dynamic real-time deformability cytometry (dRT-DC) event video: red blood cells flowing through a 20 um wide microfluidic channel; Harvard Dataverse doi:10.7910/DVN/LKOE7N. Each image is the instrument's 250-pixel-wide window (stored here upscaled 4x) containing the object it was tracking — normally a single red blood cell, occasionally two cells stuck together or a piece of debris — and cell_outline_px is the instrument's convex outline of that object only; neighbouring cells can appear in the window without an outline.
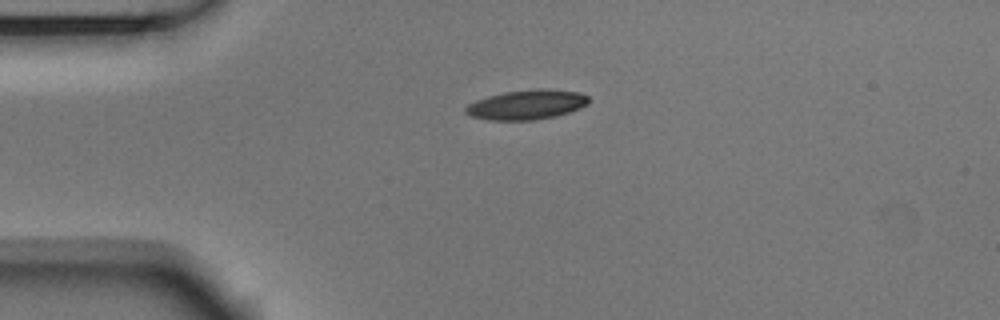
{"species": "Egyptian fruit bat (a non-hibernating species)", "species_latin": "Rousettus aegyptiacus", "temperature_condition": "room temperature", "stored_images_in_passage": 42, "camera_frame_rate_fps": 3000, "um_per_image_px": 0.085, "animal": {"sex": "male"}, "frame": {"image": 1, "passage_image": 1, "time_ms": 0.0, "image_size_px": [1000, 320], "cell_outline_px": [[592, 100], [588, 104], [580, 108], [556, 116], [536, 120], [488, 120], [468, 116], [464, 112], [464, 108], [468, 104], [476, 100], [488, 96], [504, 92], [540, 88], [580, 92], [588, 96]], "centroid_in_image_um": [44.77, 8.9], "position_along_channel_um": 40.2, "area_um2": 21.5}}
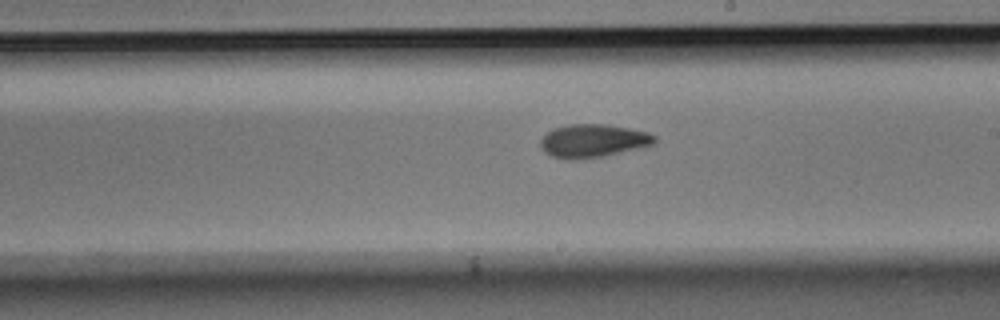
{"frame": {"image": 2, "passage_image": 19, "time_ms": 6.0, "image_size_px": [1000, 320], "cell_outline_px": [[656, 144], [604, 156], [576, 160], [568, 160], [552, 156], [544, 152], [540, 148], [540, 140], [548, 132], [556, 128], [572, 124], [608, 124], [648, 132], [656, 136]], "centroid_in_image_um": [50.42, 11.98], "position_along_channel_um": 238.6, "area_um2": 22.14}}
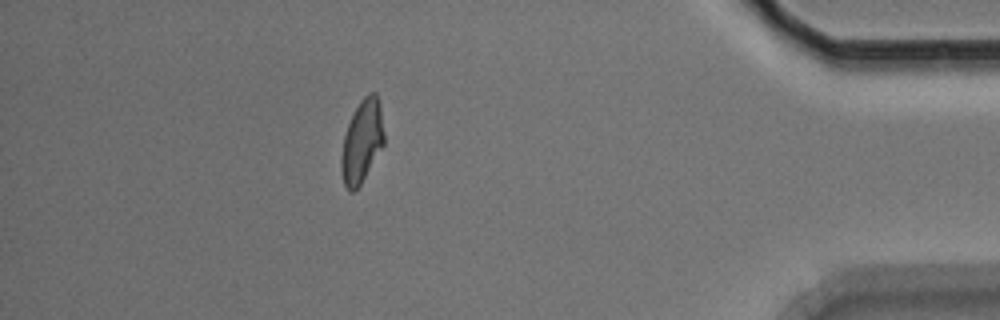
{"frame": {"image": 3, "passage_image": 36, "time_ms": 11.667, "image_size_px": [1000, 320], "cell_outline_px": [[384, 144], [360, 184], [352, 192], [348, 192], [344, 184], [340, 168], [340, 160], [344, 136], [348, 124], [360, 100], [368, 92], [376, 92], [380, 104], [384, 132]], "centroid_in_image_um": [30.76, 12.0], "position_along_channel_um": 404.4, "area_um2": 20.52}, "authors_computed_cell_mechanics": {"area_um2": 21.1548, "velocity_mm_per_s": 3.7344, "shape_relaxation_time_tau1_ms": 4.8696, "shape_relaxation_time_tau2_ms": 4.0805, "deformation_change_tau1": 0.1798, "deformation_change_tau2": 0.106}}